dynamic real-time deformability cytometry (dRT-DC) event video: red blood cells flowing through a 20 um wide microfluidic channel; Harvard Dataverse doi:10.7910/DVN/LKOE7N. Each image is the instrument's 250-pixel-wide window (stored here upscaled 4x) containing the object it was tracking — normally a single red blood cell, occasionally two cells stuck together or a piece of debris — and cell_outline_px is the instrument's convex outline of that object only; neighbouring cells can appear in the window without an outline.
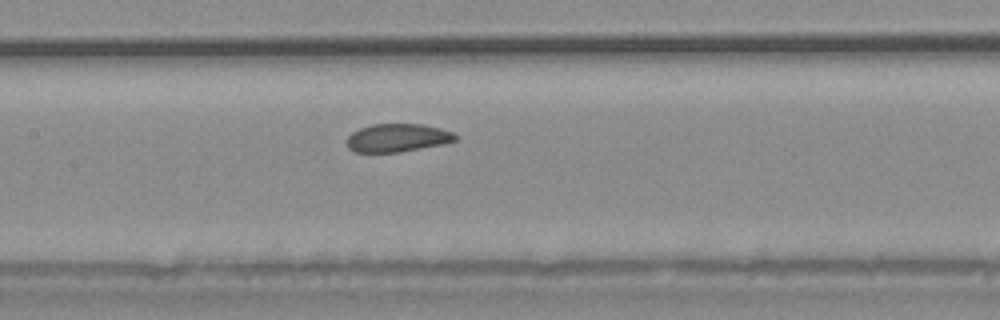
{"species": "common noctule bat (a hibernating species)", "species_latin": "Nyctalus noctula", "temperature_condition": "warm", "stored_images_in_passage": 30, "camera_frame_rate_fps": 3000, "um_per_image_px": 0.085, "animal": {"sex": "male", "body_mass_g": 20.4}, "frame": {"image": 1, "passage_image": 9, "time_ms": 2.667, "image_size_px": [1000, 320], "cell_outline_px": [[460, 136], [456, 140], [444, 144], [400, 152], [356, 152], [348, 148], [348, 136], [352, 132], [360, 128], [372, 124], [424, 124], [440, 128], [452, 132]], "centroid_in_image_um": [33.82, 11.71], "position_along_channel_um": 173.6, "area_um2": 17.86}}